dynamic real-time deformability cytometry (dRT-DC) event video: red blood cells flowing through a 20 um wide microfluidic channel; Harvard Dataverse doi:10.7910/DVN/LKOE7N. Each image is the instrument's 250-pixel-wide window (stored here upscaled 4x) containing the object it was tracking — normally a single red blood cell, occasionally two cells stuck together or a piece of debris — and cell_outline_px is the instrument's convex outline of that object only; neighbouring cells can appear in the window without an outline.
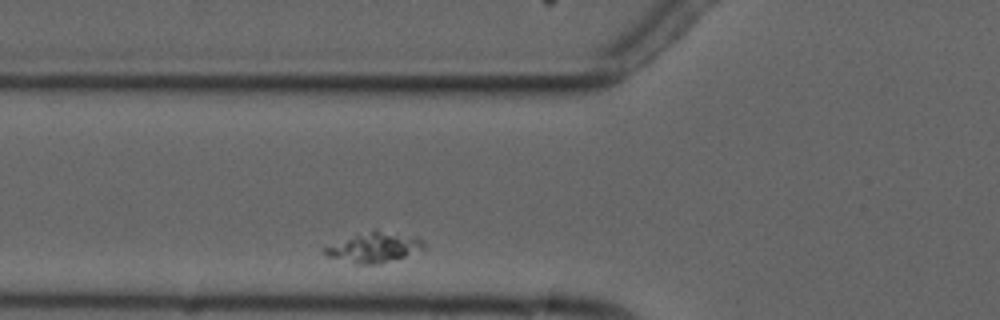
{"species": "common noctule bat (a hibernating species)", "species_latin": "Nyctalus noctula", "temperature_condition": "cold", "stored_images_in_passage": 2, "camera_frame_rate_fps": 3000, "um_per_image_px": 0.085, "animal": {"sex": "male", "forearm_length_mm": 52.5}, "frame": {"image": 1, "passage_image": 2, "time_ms": 1.0, "image_size_px": [1000, 320], "cell_outline_px": [[428, 248], [404, 256], [376, 264], [356, 264], [328, 256], [324, 252], [324, 248], [372, 228], [376, 228], [416, 236], [424, 240]], "centroid_in_image_um": [31.91, 20.99], "position_along_channel_um": 93.9, "area_um2": 17.4}}